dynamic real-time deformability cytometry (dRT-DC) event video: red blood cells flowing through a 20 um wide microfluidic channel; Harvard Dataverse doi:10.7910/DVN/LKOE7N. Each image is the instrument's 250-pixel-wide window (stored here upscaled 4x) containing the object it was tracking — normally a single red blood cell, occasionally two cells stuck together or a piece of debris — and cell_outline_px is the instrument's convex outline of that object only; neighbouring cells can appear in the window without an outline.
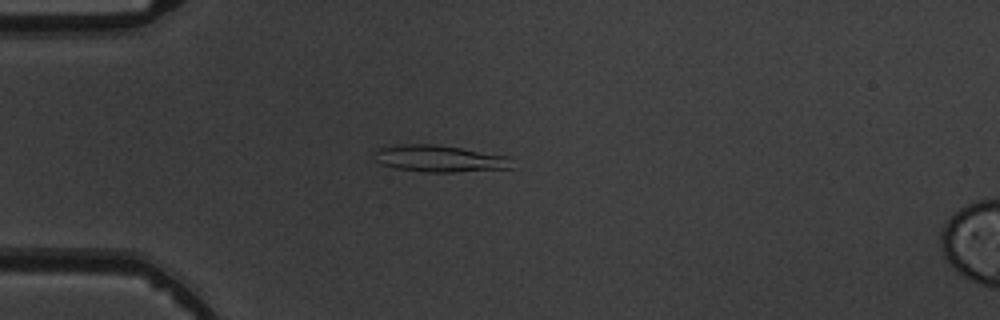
{"species": "common noctule bat (a hibernating species)", "species_latin": "Nyctalus noctula", "temperature_condition": "warm", "stored_images_in_passage": 4, "camera_frame_rate_fps": 3000, "um_per_image_px": 0.085, "animal": {"sex": "male", "body_mass_g": 19.5, "forearm_length_mm": 54.6}, "frame": {"image": 1, "passage_image": 3, "time_ms": 2.333, "image_size_px": [1000, 320], "cell_outline_px": [[516, 168], [456, 172], [424, 172], [396, 168], [380, 164], [372, 160], [372, 152], [376, 148], [400, 144], [436, 144], [512, 156]], "centroid_in_image_um": [37.38, 13.48], "position_along_channel_um": 47.6, "area_um2": 22.25}}